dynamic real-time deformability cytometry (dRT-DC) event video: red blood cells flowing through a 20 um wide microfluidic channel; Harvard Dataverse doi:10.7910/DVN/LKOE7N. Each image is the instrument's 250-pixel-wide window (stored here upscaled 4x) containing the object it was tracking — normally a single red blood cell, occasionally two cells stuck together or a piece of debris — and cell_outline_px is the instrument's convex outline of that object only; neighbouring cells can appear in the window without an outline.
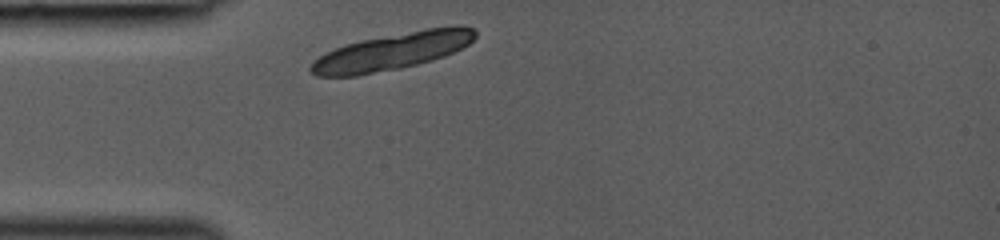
{"species": "common noctule bat (a hibernating species)", "species_latin": "Nyctalus noctula", "temperature_condition": "room temperature", "stored_images_in_passage": 27, "camera_frame_rate_fps": 3000, "um_per_image_px": 0.085, "animal": {"sex": "female", "body_mass_g": 19.0, "forearm_length_mm": 53.3}, "frame": {"image": 1, "passage_image": 1, "time_ms": 0.0, "image_size_px": [1000, 240], "cell_outline_px": [[476, 36], [468, 44], [444, 56], [432, 60], [400, 68], [356, 76], [316, 76], [308, 68], [320, 56], [344, 44], [360, 40], [428, 28], [456, 24], [460, 24], [476, 28]], "centroid_in_image_um": [33.39, 4.35], "position_along_channel_um": 51.6, "area_um2": 35.26}}